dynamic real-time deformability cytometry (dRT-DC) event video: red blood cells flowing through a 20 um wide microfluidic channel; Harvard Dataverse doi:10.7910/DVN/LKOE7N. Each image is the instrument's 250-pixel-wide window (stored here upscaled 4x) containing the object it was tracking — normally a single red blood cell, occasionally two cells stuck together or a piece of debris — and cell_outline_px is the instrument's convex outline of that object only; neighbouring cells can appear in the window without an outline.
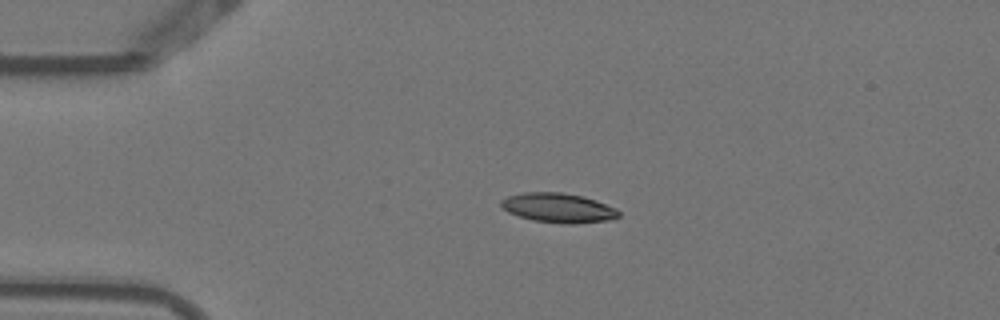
{"species": "Egyptian fruit bat (a non-hibernating species)", "species_latin": "Rousettus aegyptiacus", "temperature_condition": "warm", "stored_images_in_passage": 2, "camera_frame_rate_fps": 3000, "um_per_image_px": 0.085, "animal": {"sex": "female"}, "frame": {"image": 1, "passage_image": 1, "time_ms": 0.0, "image_size_px": [1000, 320], "cell_outline_px": [[620, 216], [608, 220], [576, 224], [564, 224], [532, 220], [508, 212], [500, 204], [500, 200], [508, 196], [524, 192], [560, 192], [580, 196], [596, 200], [616, 208], [620, 212]], "centroid_in_image_um": [47.46, 17.67], "position_along_channel_um": 37.5, "area_um2": 20.17}}